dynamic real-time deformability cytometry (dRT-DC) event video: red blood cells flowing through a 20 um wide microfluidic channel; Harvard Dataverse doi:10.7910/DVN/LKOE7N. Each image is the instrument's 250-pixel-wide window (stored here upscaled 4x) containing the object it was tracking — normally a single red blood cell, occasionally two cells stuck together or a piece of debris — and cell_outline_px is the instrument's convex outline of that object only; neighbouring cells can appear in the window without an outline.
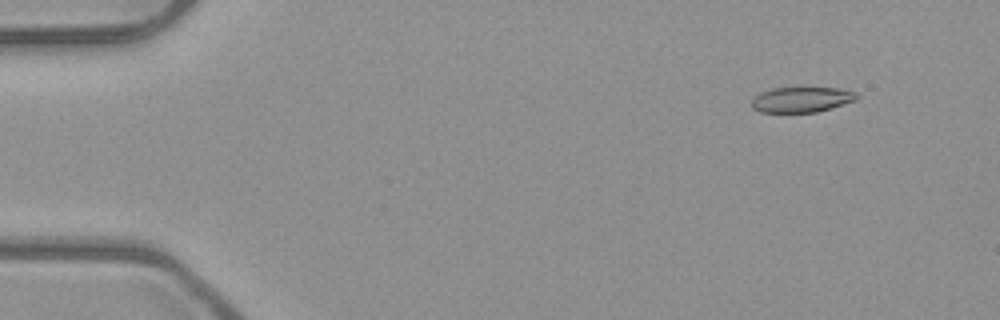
{"species": "common noctule bat (a hibernating species)", "species_latin": "Nyctalus noctula", "temperature_condition": "room temperature", "stored_images_in_passage": 49, "camera_frame_rate_fps": 3000, "um_per_image_px": 0.085, "animal": {"sex": "male", "body_mass_g": 23.1, "forearm_length_mm": 52.7}, "frame": {"image": 1, "passage_image": 3, "time_ms": 0.667, "image_size_px": [1000, 320], "cell_outline_px": [[860, 96], [856, 100], [816, 112], [760, 112], [752, 108], [752, 100], [760, 92], [772, 88], [840, 88], [856, 92]], "centroid_in_image_um": [68.14, 8.46], "position_along_channel_um": 16.9, "area_um2": 15.43}}
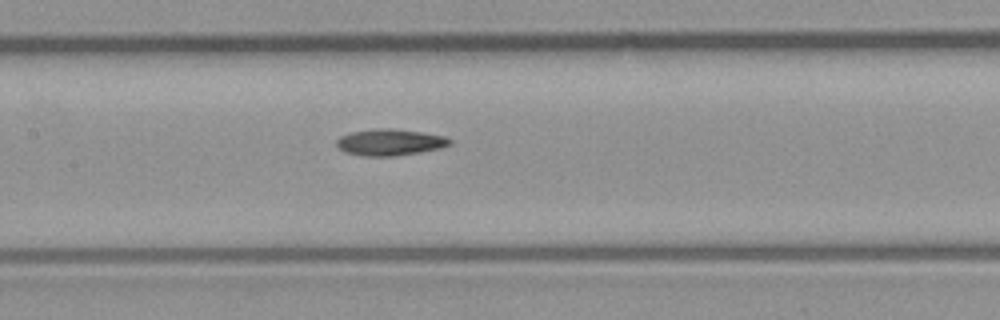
{"frame": {"image": 2, "passage_image": 23, "time_ms": 7.333, "image_size_px": [1000, 320], "cell_outline_px": [[452, 144], [440, 148], [420, 152], [396, 156], [360, 156], [344, 152], [336, 144], [336, 140], [340, 136], [348, 132], [376, 128], [392, 128], [424, 132], [444, 136], [452, 140]], "centroid_in_image_um": [33.13, 12.08], "position_along_channel_um": 174.3, "area_um2": 17.74}}
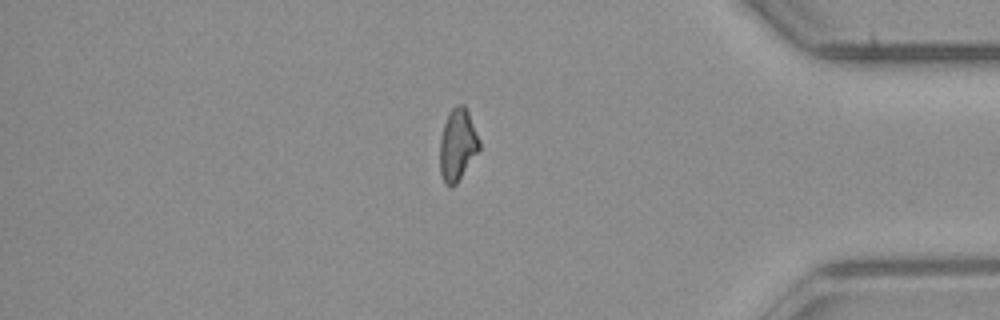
{"frame": {"image": 3, "passage_image": 42, "time_ms": 13.667, "image_size_px": [1000, 320], "cell_outline_px": [[480, 148], [456, 184], [452, 188], [448, 188], [444, 184], [440, 172], [440, 136], [448, 112], [456, 104], [464, 104], [468, 112], [480, 140]], "centroid_in_image_um": [38.87, 12.32], "position_along_channel_um": 396.3, "area_um2": 16.65}}